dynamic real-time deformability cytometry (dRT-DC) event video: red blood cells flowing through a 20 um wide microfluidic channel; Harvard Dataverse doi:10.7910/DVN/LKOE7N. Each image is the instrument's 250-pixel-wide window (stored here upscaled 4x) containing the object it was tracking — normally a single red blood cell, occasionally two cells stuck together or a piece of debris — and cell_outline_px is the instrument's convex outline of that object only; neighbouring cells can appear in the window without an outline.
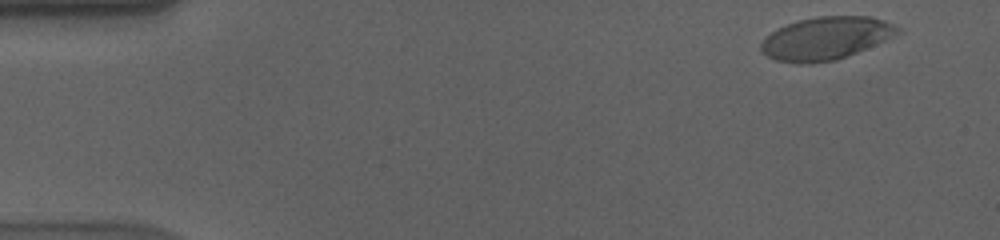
{"species": "human", "species_latin": "Homo sapiens", "temperature_condition": "cold", "stored_images_in_passage": 56, "camera_frame_rate_fps": 3000, "um_per_image_px": 0.085, "donor": {"sex": "male"}, "frame": {"image": 1, "passage_image": 3, "time_ms": 0.667, "image_size_px": [1000, 240], "cell_outline_px": [[900, 32], [884, 40], [856, 52], [836, 60], [808, 64], [796, 64], [776, 60], [768, 56], [760, 48], [760, 44], [776, 28], [800, 20], [816, 16], [868, 16], [884, 20], [900, 28]], "centroid_in_image_um": [70.17, 3.26], "position_along_channel_um": 14.8, "area_um2": 33.7}}
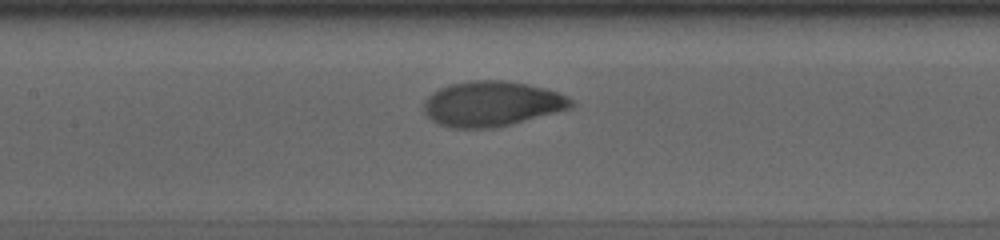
{"frame": {"image": 2, "passage_image": 26, "time_ms": 8.333, "image_size_px": [1000, 240], "cell_outline_px": [[576, 104], [572, 108], [492, 128], [452, 128], [440, 124], [432, 120], [424, 112], [424, 100], [432, 92], [448, 84], [468, 80], [504, 80], [528, 84], [560, 92], [576, 100]], "centroid_in_image_um": [41.82, 8.8], "position_along_channel_um": 165.6, "area_um2": 38.9}}
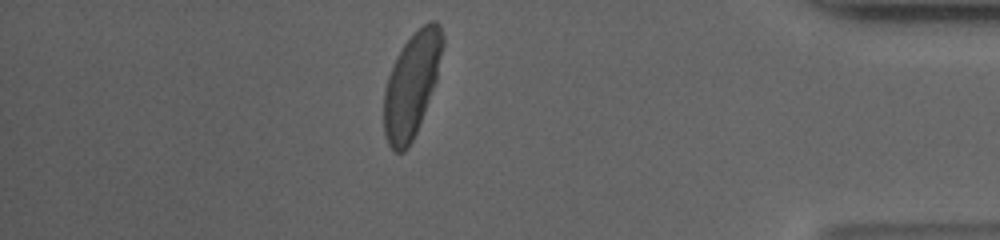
{"frame": {"image": 3, "passage_image": 49, "time_ms": 16.0, "image_size_px": [1000, 240], "cell_outline_px": [[444, 44], [436, 80], [416, 132], [408, 148], [404, 152], [396, 152], [388, 144], [384, 132], [384, 88], [388, 76], [396, 56], [404, 44], [424, 24], [432, 20], [436, 20], [440, 24], [444, 36]], "centroid_in_image_um": [34.99, 7.19], "position_along_channel_um": 400.2, "area_um2": 35.32}, "authors_computed_cell_mechanics": {"area_um2": 36.1828, "velocity_mm_per_s": 3.55, "shape_relaxation_time_tau1_ms": 4.5786, "shape_relaxation_time_tau2_ms": null, "deformation_change_tau1": 0.1894, "deformation_change_tau2": null}}